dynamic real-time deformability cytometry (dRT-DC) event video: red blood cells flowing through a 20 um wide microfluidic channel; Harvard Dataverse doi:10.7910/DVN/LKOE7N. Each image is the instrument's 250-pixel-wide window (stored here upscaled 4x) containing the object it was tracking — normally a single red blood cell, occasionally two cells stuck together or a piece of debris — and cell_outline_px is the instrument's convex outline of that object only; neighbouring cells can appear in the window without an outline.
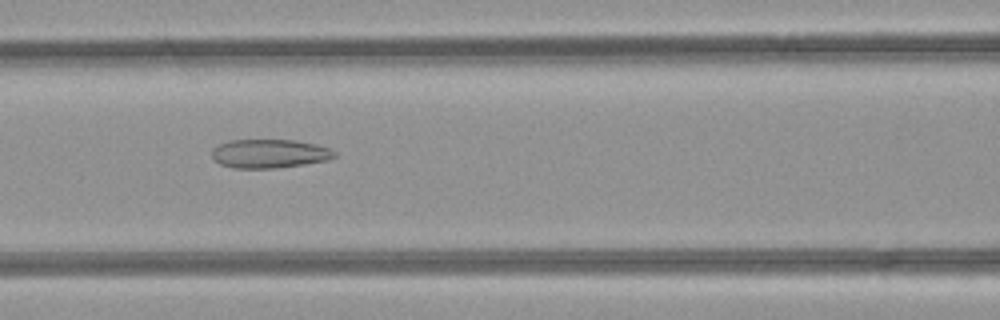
{"species": "common noctule bat (a hibernating species)", "species_latin": "Nyctalus noctula", "temperature_condition": "room temperature", "stored_images_in_passage": 31, "camera_frame_rate_fps": 3000, "um_per_image_px": 0.085, "animal": {"sex": "female", "body_mass_g": 21.9}, "frame": {"image": 1, "passage_image": 6, "time_ms": 1.667, "image_size_px": [1000, 320], "cell_outline_px": [[336, 156], [328, 160], [304, 164], [276, 168], [232, 168], [220, 164], [212, 160], [212, 148], [228, 140], [296, 140], [316, 144], [328, 148], [336, 152]], "centroid_in_image_um": [22.87, 13.06], "position_along_channel_um": 143.7, "area_um2": 20.69}}
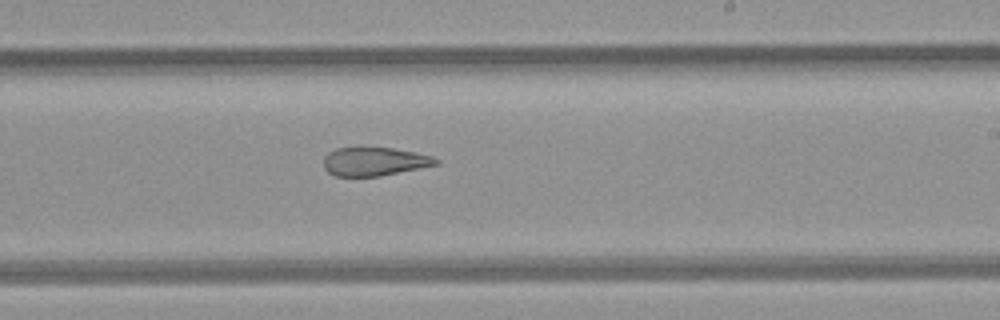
{"frame": {"image": 2, "passage_image": 14, "time_ms": 4.333, "image_size_px": [1000, 320], "cell_outline_px": [[440, 164], [380, 176], [336, 176], [328, 172], [324, 168], [324, 156], [328, 152], [336, 148], [392, 148], [416, 152], [432, 156], [440, 160]], "centroid_in_image_um": [31.84, 13.73], "position_along_channel_um": 257.2, "area_um2": 18.67}}
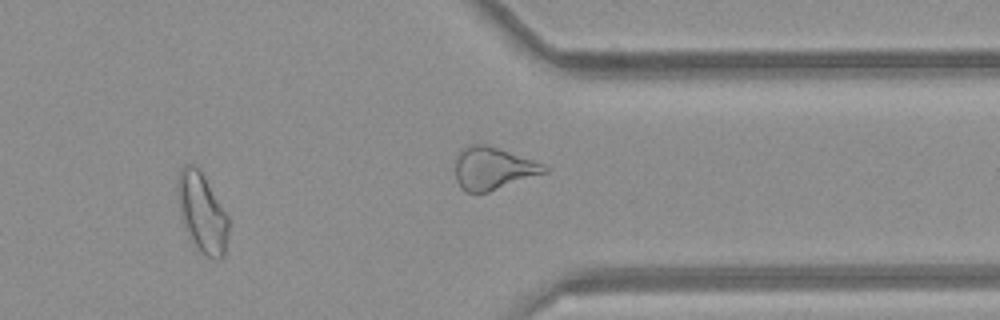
{"frame": {"image": 3, "passage_image": 22, "time_ms": 7.0, "image_size_px": [1000, 320], "cell_outline_px": [[228, 236], [224, 256], [220, 260], [216, 260], [200, 252], [188, 232], [184, 224], [180, 212], [176, 188], [180, 168], [184, 164], [192, 164], [204, 176], [228, 216]], "centroid_in_image_um": [17.18, 18.08], "position_along_channel_um": 394.2, "area_um2": 23.18}}